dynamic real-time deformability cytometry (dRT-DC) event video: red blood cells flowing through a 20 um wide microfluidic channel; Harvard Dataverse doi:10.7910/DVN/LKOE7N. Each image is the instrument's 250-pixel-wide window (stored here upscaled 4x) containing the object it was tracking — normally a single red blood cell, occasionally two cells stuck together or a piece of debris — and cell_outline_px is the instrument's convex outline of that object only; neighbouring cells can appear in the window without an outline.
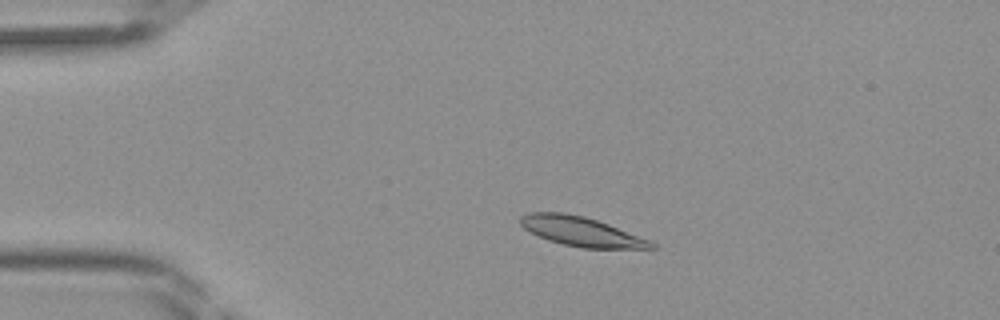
{"species": "Egyptian fruit bat (a non-hibernating species)", "species_latin": "Rousettus aegyptiacus", "temperature_condition": "room temperature", "stored_images_in_passage": 43, "camera_frame_rate_fps": 3000, "um_per_image_px": 0.085, "frame": {"image": 1, "passage_image": 8, "time_ms": 2.333, "image_size_px": [1000, 320], "cell_outline_px": [[656, 248], [584, 248], [564, 244], [548, 240], [524, 228], [520, 224], [520, 216], [528, 212], [564, 212], [584, 216], [608, 224], [652, 240], [656, 244]], "centroid_in_image_um": [49.42, 19.67], "position_along_channel_um": 35.6, "area_um2": 22.31}}
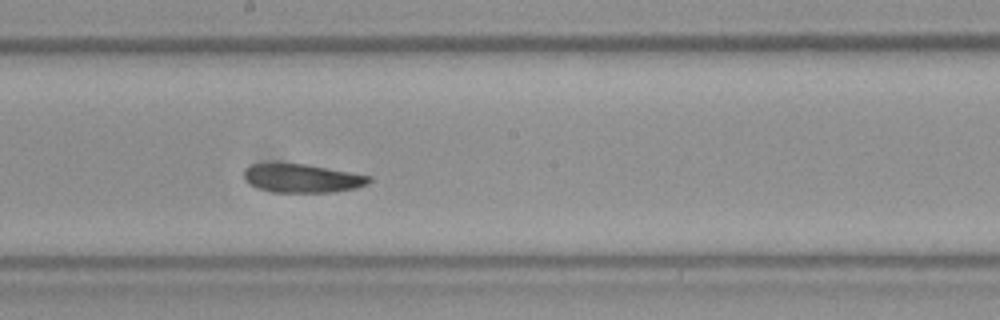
{"frame": {"image": 2, "passage_image": 23, "time_ms": 7.333, "image_size_px": [1000, 320], "cell_outline_px": [[372, 180], [368, 184], [356, 188], [332, 192], [272, 192], [260, 188], [244, 180], [244, 168], [252, 164], [304, 164], [372, 176]], "centroid_in_image_um": [25.71, 15.16], "position_along_channel_um": 222.5, "area_um2": 20.58}}
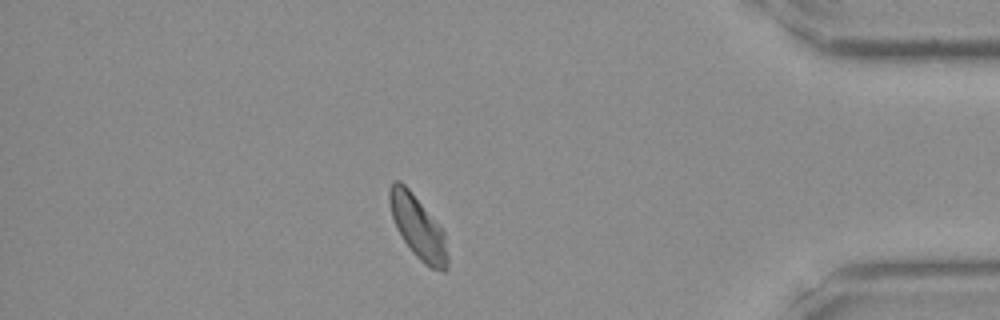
{"frame": {"image": 3, "passage_image": 37, "time_ms": 12.0, "image_size_px": [1000, 320], "cell_outline_px": [[448, 268], [444, 272], [432, 268], [424, 264], [412, 252], [396, 228], [392, 216], [388, 200], [388, 188], [392, 180], [400, 180], [412, 192], [444, 232], [448, 256]], "centroid_in_image_um": [35.5, 19.3], "position_along_channel_um": 399.7, "area_um2": 21.21}}